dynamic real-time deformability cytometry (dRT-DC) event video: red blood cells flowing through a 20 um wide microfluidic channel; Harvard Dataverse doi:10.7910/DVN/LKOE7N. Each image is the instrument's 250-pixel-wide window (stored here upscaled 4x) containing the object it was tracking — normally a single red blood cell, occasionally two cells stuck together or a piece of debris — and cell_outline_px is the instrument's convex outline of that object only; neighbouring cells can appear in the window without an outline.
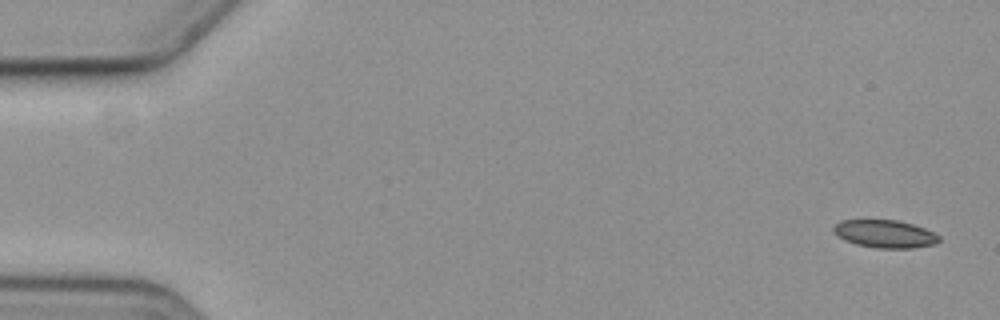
{"species": "common noctule bat (a hibernating species)", "species_latin": "Nyctalus noctula", "temperature_condition": "cold", "stored_images_in_passage": 6, "camera_frame_rate_fps": 3000, "um_per_image_px": 0.085, "animal": {"sex": "female", "body_mass_g": 19.3, "forearm_length_mm": 54.1}, "frame": {"image": 1, "passage_image": 1, "time_ms": 0.0, "image_size_px": [1000, 320], "cell_outline_px": [[940, 240], [936, 244], [912, 248], [876, 248], [856, 244], [844, 240], [832, 228], [840, 220], [896, 220], [912, 224], [924, 228], [940, 236]], "centroid_in_image_um": [75.24, 19.88], "position_along_channel_um": 9.8, "area_um2": 16.94}}